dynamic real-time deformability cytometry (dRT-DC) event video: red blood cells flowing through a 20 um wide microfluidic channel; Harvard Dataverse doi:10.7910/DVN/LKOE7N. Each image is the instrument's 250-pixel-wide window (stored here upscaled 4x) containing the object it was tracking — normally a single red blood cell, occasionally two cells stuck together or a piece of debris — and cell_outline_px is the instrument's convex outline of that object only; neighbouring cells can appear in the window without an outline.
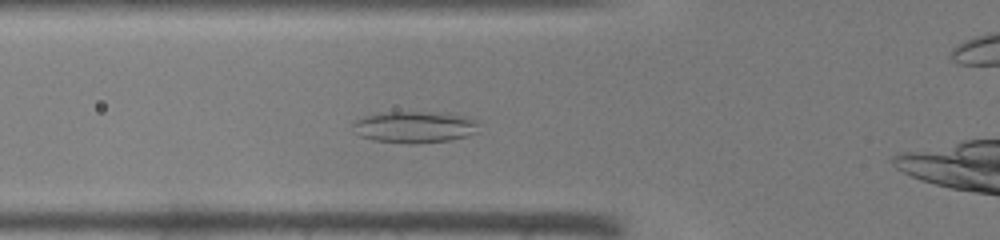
{"species": "common noctule bat (a hibernating species)", "species_latin": "Nyctalus noctula", "temperature_condition": "warm", "stored_images_in_passage": 38, "camera_frame_rate_fps": 3000, "um_per_image_px": 0.085, "animal": {"sex": "male", "body_mass_g": 19.0, "forearm_length_mm": 50.8}, "frame": {"image": 1, "passage_image": 9, "time_ms": 2.667, "image_size_px": [1000, 240], "cell_outline_px": [[480, 132], [468, 136], [448, 140], [416, 144], [408, 144], [372, 140], [360, 136], [356, 132], [352, 124], [356, 120], [368, 116], [388, 112], [420, 112], [460, 116], [476, 120]], "centroid_in_image_um": [35.25, 10.83], "position_along_channel_um": 90.6, "area_um2": 22.83}}
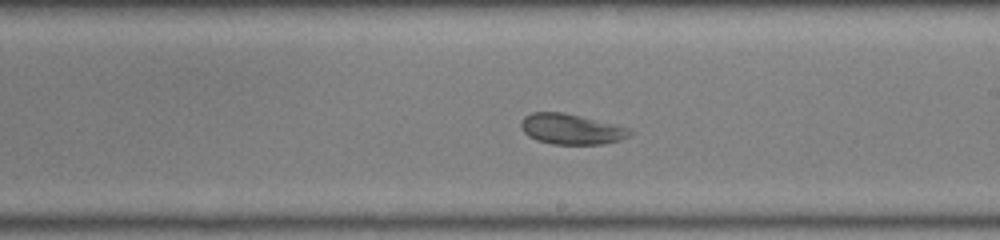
{"frame": {"image": 2, "passage_image": 19, "time_ms": 6.0, "image_size_px": [1000, 240], "cell_outline_px": [[632, 136], [620, 140], [600, 144], [552, 144], [536, 140], [528, 136], [520, 128], [520, 120], [524, 116], [532, 112], [564, 112], [632, 128]], "centroid_in_image_um": [48.56, 10.97], "position_along_channel_um": 240.4, "area_um2": 19.59}}
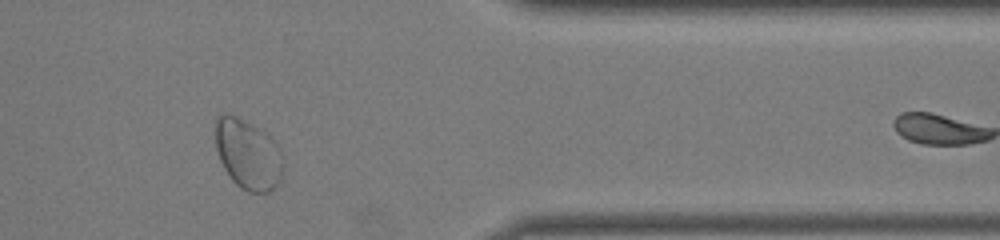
{"frame": {"image": 3, "passage_image": 30, "time_ms": 9.667, "image_size_px": [1000, 240], "cell_outline_px": [[284, 172], [280, 180], [268, 192], [248, 192], [240, 188], [232, 180], [224, 168], [220, 160], [216, 148], [216, 120], [224, 112], [228, 112], [252, 124], [264, 132], [280, 148], [284, 156]], "centroid_in_image_um": [21.1, 13.12], "position_along_channel_um": 390.3, "area_um2": 27.74}}